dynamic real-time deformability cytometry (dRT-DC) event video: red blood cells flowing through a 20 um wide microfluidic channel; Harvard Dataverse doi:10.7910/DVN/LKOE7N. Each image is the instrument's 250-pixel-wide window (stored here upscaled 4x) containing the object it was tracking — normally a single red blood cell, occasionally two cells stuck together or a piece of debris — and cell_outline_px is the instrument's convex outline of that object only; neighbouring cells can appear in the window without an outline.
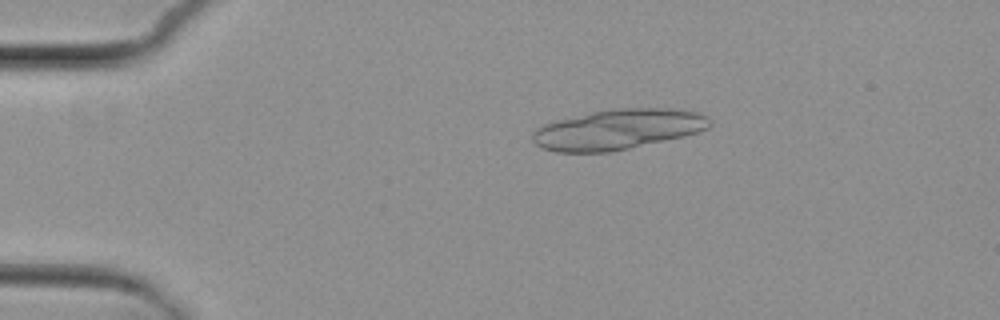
{"species": "common noctule bat (a hibernating species)", "species_latin": "Nyctalus noctula", "temperature_condition": "cold", "stored_images_in_passage": 8, "segment_of_instrument_passage": [1, 2], "camera_frame_rate_fps": 3000, "um_per_image_px": 0.085, "animal": {"sex": "female", "body_mass_g": 29.2, "forearm_length_mm": 56.3}, "frame": {"image": 1, "passage_image": 2, "time_ms": 1.333, "image_size_px": [1000, 320], "cell_outline_px": [[712, 124], [708, 128], [684, 136], [612, 152], [556, 152], [540, 148], [532, 140], [532, 132], [536, 128], [544, 124], [556, 120], [592, 112], [612, 108], [672, 108], [696, 112], [708, 116], [712, 120]], "centroid_in_image_um": [52.52, 11.0], "position_along_channel_um": 32.5, "area_um2": 41.73}}